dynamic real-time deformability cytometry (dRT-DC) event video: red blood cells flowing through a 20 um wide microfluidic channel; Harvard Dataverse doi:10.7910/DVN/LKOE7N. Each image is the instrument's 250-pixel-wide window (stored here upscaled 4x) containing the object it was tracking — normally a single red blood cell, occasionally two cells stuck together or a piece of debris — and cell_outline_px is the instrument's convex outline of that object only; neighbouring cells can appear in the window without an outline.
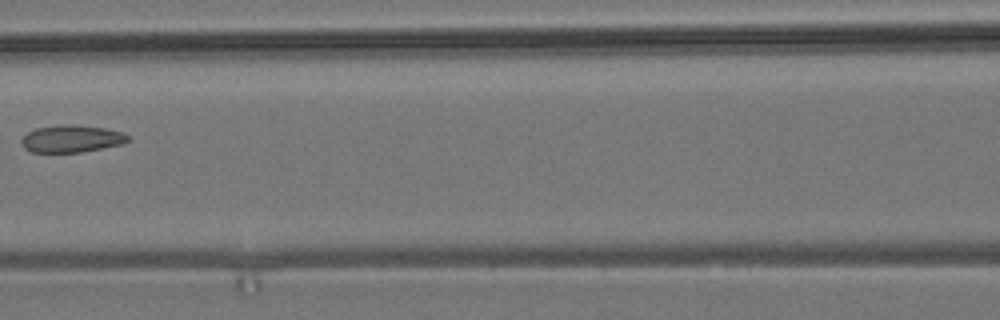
{"species": "common noctule bat (a hibernating species)", "species_latin": "Nyctalus noctula", "temperature_condition": "room temperature", "stored_images_in_passage": 7, "camera_frame_rate_fps": 3000, "um_per_image_px": 0.085, "animal": {"sex": "male", "body_mass_g": 19.2, "forearm_length_mm": 51.8}, "frame": {"image": 1, "passage_image": 7, "time_ms": 7.333, "image_size_px": [1000, 320], "cell_outline_px": [[132, 140], [124, 144], [80, 152], [32, 152], [24, 148], [20, 140], [28, 132], [36, 128], [64, 124], [72, 124], [104, 128], [124, 132]], "centroid_in_image_um": [6.12, 11.79], "position_along_channel_um": 160.5, "area_um2": 16.99}}